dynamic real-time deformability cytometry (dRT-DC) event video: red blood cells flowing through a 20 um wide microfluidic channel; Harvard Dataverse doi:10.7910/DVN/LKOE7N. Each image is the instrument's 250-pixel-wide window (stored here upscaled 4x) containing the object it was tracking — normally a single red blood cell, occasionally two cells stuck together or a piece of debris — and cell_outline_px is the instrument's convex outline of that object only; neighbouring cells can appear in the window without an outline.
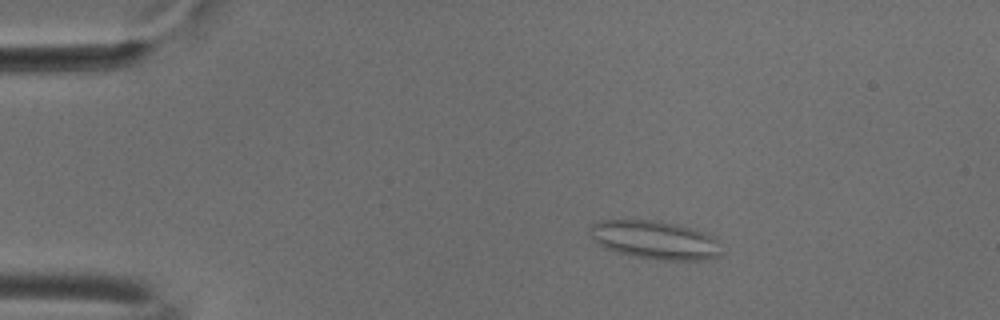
{"species": "common noctule bat (a hibernating species)", "species_latin": "Nyctalus noctula", "temperature_condition": "cold", "stored_images_in_passage": 54, "camera_frame_rate_fps": 3000, "um_per_image_px": 0.085, "animal": {"sex": "male", "body_mass_g": 18.8}, "frame": {"image": 1, "passage_image": 10, "time_ms": 3.0, "image_size_px": [1000, 320], "cell_outline_px": [[724, 252], [720, 256], [704, 260], [664, 260], [636, 256], [616, 252], [604, 248], [588, 236], [588, 228], [592, 224], [600, 220], [660, 220], [676, 224], [712, 236], [716, 240]], "centroid_in_image_um": [55.63, 20.39], "position_along_channel_um": 29.4, "area_um2": 29.54}}
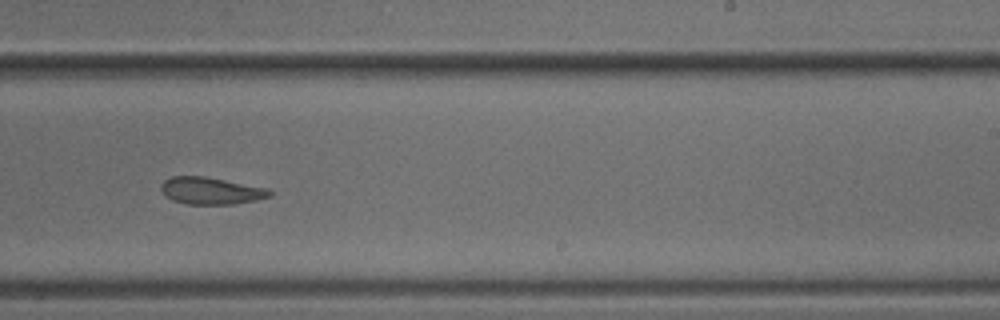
{"frame": {"image": 2, "passage_image": 34, "time_ms": 11.0, "image_size_px": [1000, 320], "cell_outline_px": [[272, 196], [256, 200], [232, 204], [184, 204], [172, 200], [160, 188], [160, 184], [164, 180], [172, 176], [204, 176], [268, 188], [272, 192]], "centroid_in_image_um": [17.93, 16.21], "position_along_channel_um": 271.1, "area_um2": 17.11}}
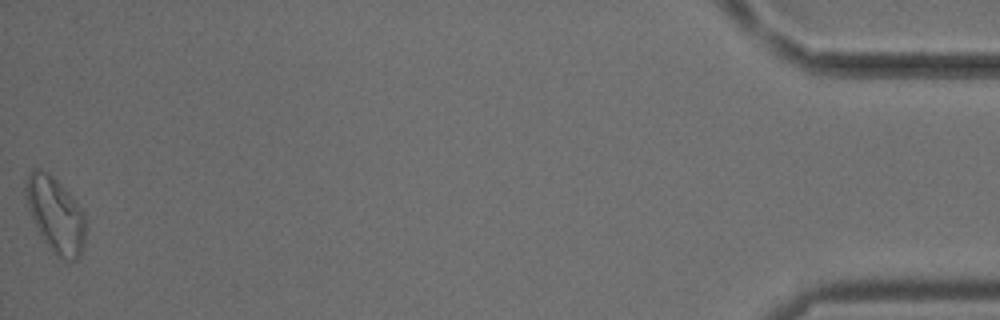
{"frame": {"image": 3, "passage_image": 54, "time_ms": 17.667, "image_size_px": [1000, 320], "cell_outline_px": [[84, 248], [80, 256], [76, 260], [64, 260], [56, 256], [52, 252], [44, 240], [28, 208], [24, 196], [24, 180], [32, 168], [40, 168], [48, 172], [72, 196], [80, 208], [84, 216]], "centroid_in_image_um": [4.69, 18.23], "position_along_channel_um": 430.5, "area_um2": 26.18}, "authors_computed_cell_mechanics": {"area_um2": 19.4786, "velocity_mm_per_s": 3.7647, "shape_relaxation_time_tau1_ms": 6.808, "shape_relaxation_time_tau2_ms": 2.3128, "deformation_change_tau1": 0.1088, "deformation_change_tau2": 0.1001}}